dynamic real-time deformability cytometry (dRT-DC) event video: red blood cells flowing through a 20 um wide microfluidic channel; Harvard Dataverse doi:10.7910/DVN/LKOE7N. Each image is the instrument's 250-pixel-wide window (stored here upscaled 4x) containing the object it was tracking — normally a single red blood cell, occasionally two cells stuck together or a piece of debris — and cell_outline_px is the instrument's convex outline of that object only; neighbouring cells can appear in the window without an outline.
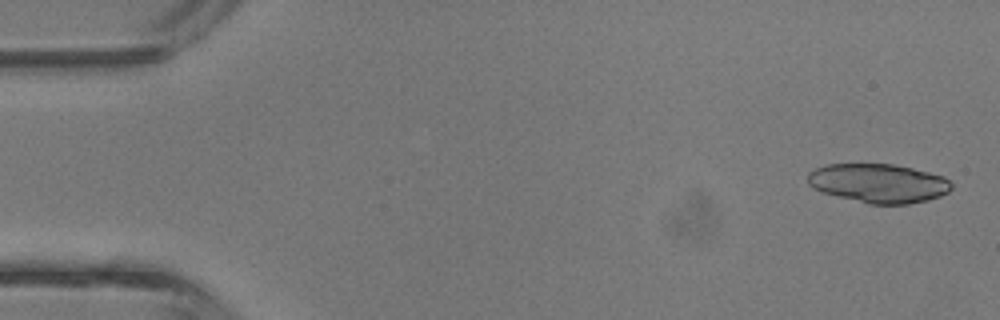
{"species": "common noctule bat (a hibernating species)", "species_latin": "Nyctalus noctula", "temperature_condition": "room temperature", "stored_images_in_passage": 13, "camera_frame_rate_fps": 3000, "um_per_image_px": 0.085, "animal": {"sex": "male", "body_mass_g": 13.3}, "frame": {"image": 1, "passage_image": 2, "time_ms": 0.333, "image_size_px": [1000, 320], "cell_outline_px": [[952, 188], [948, 192], [940, 196], [928, 200], [908, 204], [868, 204], [824, 192], [812, 188], [808, 184], [808, 172], [816, 168], [828, 164], [892, 164], [912, 168], [944, 176], [952, 184]], "centroid_in_image_um": [74.68, 15.57], "position_along_channel_um": 10.3, "area_um2": 32.6}}